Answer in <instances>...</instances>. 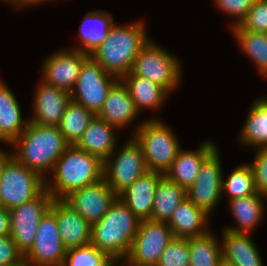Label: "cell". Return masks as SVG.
<instances>
[{"instance_id": "obj_1", "label": "cell", "mask_w": 267, "mask_h": 266, "mask_svg": "<svg viewBox=\"0 0 267 266\" xmlns=\"http://www.w3.org/2000/svg\"><path fill=\"white\" fill-rule=\"evenodd\" d=\"M69 145L58 126L29 122L11 148H14L13 155L24 166L46 180L47 173H52L57 160Z\"/></svg>"}, {"instance_id": "obj_2", "label": "cell", "mask_w": 267, "mask_h": 266, "mask_svg": "<svg viewBox=\"0 0 267 266\" xmlns=\"http://www.w3.org/2000/svg\"><path fill=\"white\" fill-rule=\"evenodd\" d=\"M144 20L127 25L114 23L107 38L90 54L105 72L121 79L129 73L135 58L150 37Z\"/></svg>"}, {"instance_id": "obj_3", "label": "cell", "mask_w": 267, "mask_h": 266, "mask_svg": "<svg viewBox=\"0 0 267 266\" xmlns=\"http://www.w3.org/2000/svg\"><path fill=\"white\" fill-rule=\"evenodd\" d=\"M103 168L104 161L98 156L69 145L46 179V190L54 199H64L72 191L103 179Z\"/></svg>"}, {"instance_id": "obj_4", "label": "cell", "mask_w": 267, "mask_h": 266, "mask_svg": "<svg viewBox=\"0 0 267 266\" xmlns=\"http://www.w3.org/2000/svg\"><path fill=\"white\" fill-rule=\"evenodd\" d=\"M140 219L118 197L104 216L92 224L91 244L111 259H125Z\"/></svg>"}, {"instance_id": "obj_5", "label": "cell", "mask_w": 267, "mask_h": 266, "mask_svg": "<svg viewBox=\"0 0 267 266\" xmlns=\"http://www.w3.org/2000/svg\"><path fill=\"white\" fill-rule=\"evenodd\" d=\"M130 136L140 145L149 171L165 174L182 149L172 128L157 117L137 124Z\"/></svg>"}, {"instance_id": "obj_6", "label": "cell", "mask_w": 267, "mask_h": 266, "mask_svg": "<svg viewBox=\"0 0 267 266\" xmlns=\"http://www.w3.org/2000/svg\"><path fill=\"white\" fill-rule=\"evenodd\" d=\"M179 61L174 54L149 39L135 58L131 72L153 81L171 94L179 89L183 79Z\"/></svg>"}, {"instance_id": "obj_7", "label": "cell", "mask_w": 267, "mask_h": 266, "mask_svg": "<svg viewBox=\"0 0 267 266\" xmlns=\"http://www.w3.org/2000/svg\"><path fill=\"white\" fill-rule=\"evenodd\" d=\"M45 188L46 180L12 155L0 177V205L10 210L36 198Z\"/></svg>"}, {"instance_id": "obj_8", "label": "cell", "mask_w": 267, "mask_h": 266, "mask_svg": "<svg viewBox=\"0 0 267 266\" xmlns=\"http://www.w3.org/2000/svg\"><path fill=\"white\" fill-rule=\"evenodd\" d=\"M104 161L103 178L119 195L148 170L143 151L132 136Z\"/></svg>"}, {"instance_id": "obj_9", "label": "cell", "mask_w": 267, "mask_h": 266, "mask_svg": "<svg viewBox=\"0 0 267 266\" xmlns=\"http://www.w3.org/2000/svg\"><path fill=\"white\" fill-rule=\"evenodd\" d=\"M119 80L105 72L103 67L89 56L83 62L75 86L70 92L71 100L97 115L102 109L110 89Z\"/></svg>"}, {"instance_id": "obj_10", "label": "cell", "mask_w": 267, "mask_h": 266, "mask_svg": "<svg viewBox=\"0 0 267 266\" xmlns=\"http://www.w3.org/2000/svg\"><path fill=\"white\" fill-rule=\"evenodd\" d=\"M173 237L167 222L140 220L138 231L125 259L135 266H156Z\"/></svg>"}, {"instance_id": "obj_11", "label": "cell", "mask_w": 267, "mask_h": 266, "mask_svg": "<svg viewBox=\"0 0 267 266\" xmlns=\"http://www.w3.org/2000/svg\"><path fill=\"white\" fill-rule=\"evenodd\" d=\"M53 200L45 188L36 198L9 210L10 236L23 254L33 245L39 222Z\"/></svg>"}, {"instance_id": "obj_12", "label": "cell", "mask_w": 267, "mask_h": 266, "mask_svg": "<svg viewBox=\"0 0 267 266\" xmlns=\"http://www.w3.org/2000/svg\"><path fill=\"white\" fill-rule=\"evenodd\" d=\"M217 148L201 165L194 183L186 189V198L212 216L222 199V166Z\"/></svg>"}, {"instance_id": "obj_13", "label": "cell", "mask_w": 267, "mask_h": 266, "mask_svg": "<svg viewBox=\"0 0 267 266\" xmlns=\"http://www.w3.org/2000/svg\"><path fill=\"white\" fill-rule=\"evenodd\" d=\"M66 250L56 217L48 210L41 218L34 243L24 258L30 266H63Z\"/></svg>"}, {"instance_id": "obj_14", "label": "cell", "mask_w": 267, "mask_h": 266, "mask_svg": "<svg viewBox=\"0 0 267 266\" xmlns=\"http://www.w3.org/2000/svg\"><path fill=\"white\" fill-rule=\"evenodd\" d=\"M89 54L80 50L63 49L54 51L43 61L42 79L44 83L71 92L78 79L83 62Z\"/></svg>"}, {"instance_id": "obj_15", "label": "cell", "mask_w": 267, "mask_h": 266, "mask_svg": "<svg viewBox=\"0 0 267 266\" xmlns=\"http://www.w3.org/2000/svg\"><path fill=\"white\" fill-rule=\"evenodd\" d=\"M117 198L118 195L103 178L72 191L63 200L92 225L104 216Z\"/></svg>"}, {"instance_id": "obj_16", "label": "cell", "mask_w": 267, "mask_h": 266, "mask_svg": "<svg viewBox=\"0 0 267 266\" xmlns=\"http://www.w3.org/2000/svg\"><path fill=\"white\" fill-rule=\"evenodd\" d=\"M56 217L66 249L91 244L92 225L63 199H54L49 209Z\"/></svg>"}, {"instance_id": "obj_17", "label": "cell", "mask_w": 267, "mask_h": 266, "mask_svg": "<svg viewBox=\"0 0 267 266\" xmlns=\"http://www.w3.org/2000/svg\"><path fill=\"white\" fill-rule=\"evenodd\" d=\"M70 101L69 92L40 80L34 92L33 116L29 118V122L58 126Z\"/></svg>"}, {"instance_id": "obj_18", "label": "cell", "mask_w": 267, "mask_h": 266, "mask_svg": "<svg viewBox=\"0 0 267 266\" xmlns=\"http://www.w3.org/2000/svg\"><path fill=\"white\" fill-rule=\"evenodd\" d=\"M218 148L211 140L203 141L196 150L181 149L165 176L187 189L194 183L203 162Z\"/></svg>"}, {"instance_id": "obj_19", "label": "cell", "mask_w": 267, "mask_h": 266, "mask_svg": "<svg viewBox=\"0 0 267 266\" xmlns=\"http://www.w3.org/2000/svg\"><path fill=\"white\" fill-rule=\"evenodd\" d=\"M163 175L147 171L118 195L138 219L151 220L155 191Z\"/></svg>"}, {"instance_id": "obj_20", "label": "cell", "mask_w": 267, "mask_h": 266, "mask_svg": "<svg viewBox=\"0 0 267 266\" xmlns=\"http://www.w3.org/2000/svg\"><path fill=\"white\" fill-rule=\"evenodd\" d=\"M223 263L228 266H264L251 233H235L223 229L221 238Z\"/></svg>"}, {"instance_id": "obj_21", "label": "cell", "mask_w": 267, "mask_h": 266, "mask_svg": "<svg viewBox=\"0 0 267 266\" xmlns=\"http://www.w3.org/2000/svg\"><path fill=\"white\" fill-rule=\"evenodd\" d=\"M139 114L127 87L119 80L110 89L97 116L119 130L131 125Z\"/></svg>"}, {"instance_id": "obj_22", "label": "cell", "mask_w": 267, "mask_h": 266, "mask_svg": "<svg viewBox=\"0 0 267 266\" xmlns=\"http://www.w3.org/2000/svg\"><path fill=\"white\" fill-rule=\"evenodd\" d=\"M210 218L204 210L185 198L175 208L167 224L174 237L188 239L207 234L211 230L207 224Z\"/></svg>"}, {"instance_id": "obj_23", "label": "cell", "mask_w": 267, "mask_h": 266, "mask_svg": "<svg viewBox=\"0 0 267 266\" xmlns=\"http://www.w3.org/2000/svg\"><path fill=\"white\" fill-rule=\"evenodd\" d=\"M22 114L16 95L0 78V142L10 146L26 129L29 118Z\"/></svg>"}, {"instance_id": "obj_24", "label": "cell", "mask_w": 267, "mask_h": 266, "mask_svg": "<svg viewBox=\"0 0 267 266\" xmlns=\"http://www.w3.org/2000/svg\"><path fill=\"white\" fill-rule=\"evenodd\" d=\"M116 132V127L111 126L96 115L75 145L105 161L117 148Z\"/></svg>"}, {"instance_id": "obj_25", "label": "cell", "mask_w": 267, "mask_h": 266, "mask_svg": "<svg viewBox=\"0 0 267 266\" xmlns=\"http://www.w3.org/2000/svg\"><path fill=\"white\" fill-rule=\"evenodd\" d=\"M265 201L267 197L256 193L251 196L228 200L231 216L237 225L226 226L225 230L235 233H253L254 229L264 220Z\"/></svg>"}, {"instance_id": "obj_26", "label": "cell", "mask_w": 267, "mask_h": 266, "mask_svg": "<svg viewBox=\"0 0 267 266\" xmlns=\"http://www.w3.org/2000/svg\"><path fill=\"white\" fill-rule=\"evenodd\" d=\"M127 87L137 111H158L170 95L162 86L153 81L134 75L131 71L120 79ZM158 109V110H157Z\"/></svg>"}, {"instance_id": "obj_27", "label": "cell", "mask_w": 267, "mask_h": 266, "mask_svg": "<svg viewBox=\"0 0 267 266\" xmlns=\"http://www.w3.org/2000/svg\"><path fill=\"white\" fill-rule=\"evenodd\" d=\"M114 23L113 15L106 10L87 12L78 31L81 44L71 49L90 55L107 38Z\"/></svg>"}, {"instance_id": "obj_28", "label": "cell", "mask_w": 267, "mask_h": 266, "mask_svg": "<svg viewBox=\"0 0 267 266\" xmlns=\"http://www.w3.org/2000/svg\"><path fill=\"white\" fill-rule=\"evenodd\" d=\"M237 139L243 147L267 148V97L257 98L249 107Z\"/></svg>"}, {"instance_id": "obj_29", "label": "cell", "mask_w": 267, "mask_h": 266, "mask_svg": "<svg viewBox=\"0 0 267 266\" xmlns=\"http://www.w3.org/2000/svg\"><path fill=\"white\" fill-rule=\"evenodd\" d=\"M186 198V189L169 180L165 175L159 179L155 191L151 220L168 222L175 208Z\"/></svg>"}, {"instance_id": "obj_30", "label": "cell", "mask_w": 267, "mask_h": 266, "mask_svg": "<svg viewBox=\"0 0 267 266\" xmlns=\"http://www.w3.org/2000/svg\"><path fill=\"white\" fill-rule=\"evenodd\" d=\"M189 266H220L223 263L221 243L212 231L189 238Z\"/></svg>"}, {"instance_id": "obj_31", "label": "cell", "mask_w": 267, "mask_h": 266, "mask_svg": "<svg viewBox=\"0 0 267 266\" xmlns=\"http://www.w3.org/2000/svg\"><path fill=\"white\" fill-rule=\"evenodd\" d=\"M241 51L255 64L257 72L267 78V33L230 30Z\"/></svg>"}, {"instance_id": "obj_32", "label": "cell", "mask_w": 267, "mask_h": 266, "mask_svg": "<svg viewBox=\"0 0 267 266\" xmlns=\"http://www.w3.org/2000/svg\"><path fill=\"white\" fill-rule=\"evenodd\" d=\"M95 116L96 114L91 110L71 100L61 117L58 128L65 140L70 145H74L82 137L83 132Z\"/></svg>"}, {"instance_id": "obj_33", "label": "cell", "mask_w": 267, "mask_h": 266, "mask_svg": "<svg viewBox=\"0 0 267 266\" xmlns=\"http://www.w3.org/2000/svg\"><path fill=\"white\" fill-rule=\"evenodd\" d=\"M237 165L226 178L222 177V198L224 193L228 200L258 193L251 165L246 162Z\"/></svg>"}, {"instance_id": "obj_34", "label": "cell", "mask_w": 267, "mask_h": 266, "mask_svg": "<svg viewBox=\"0 0 267 266\" xmlns=\"http://www.w3.org/2000/svg\"><path fill=\"white\" fill-rule=\"evenodd\" d=\"M111 258L89 244L66 250L63 266H109Z\"/></svg>"}, {"instance_id": "obj_35", "label": "cell", "mask_w": 267, "mask_h": 266, "mask_svg": "<svg viewBox=\"0 0 267 266\" xmlns=\"http://www.w3.org/2000/svg\"><path fill=\"white\" fill-rule=\"evenodd\" d=\"M189 264V238L173 237L156 266H189Z\"/></svg>"}, {"instance_id": "obj_36", "label": "cell", "mask_w": 267, "mask_h": 266, "mask_svg": "<svg viewBox=\"0 0 267 266\" xmlns=\"http://www.w3.org/2000/svg\"><path fill=\"white\" fill-rule=\"evenodd\" d=\"M230 29L267 33V0H255L245 19Z\"/></svg>"}, {"instance_id": "obj_37", "label": "cell", "mask_w": 267, "mask_h": 266, "mask_svg": "<svg viewBox=\"0 0 267 266\" xmlns=\"http://www.w3.org/2000/svg\"><path fill=\"white\" fill-rule=\"evenodd\" d=\"M218 10L235 19L230 28L238 26L247 16L255 0H213Z\"/></svg>"}, {"instance_id": "obj_38", "label": "cell", "mask_w": 267, "mask_h": 266, "mask_svg": "<svg viewBox=\"0 0 267 266\" xmlns=\"http://www.w3.org/2000/svg\"><path fill=\"white\" fill-rule=\"evenodd\" d=\"M255 151L253 161L249 164L253 170L257 192L267 197V148Z\"/></svg>"}, {"instance_id": "obj_39", "label": "cell", "mask_w": 267, "mask_h": 266, "mask_svg": "<svg viewBox=\"0 0 267 266\" xmlns=\"http://www.w3.org/2000/svg\"><path fill=\"white\" fill-rule=\"evenodd\" d=\"M23 256L10 235L0 236V266L15 263Z\"/></svg>"}, {"instance_id": "obj_40", "label": "cell", "mask_w": 267, "mask_h": 266, "mask_svg": "<svg viewBox=\"0 0 267 266\" xmlns=\"http://www.w3.org/2000/svg\"><path fill=\"white\" fill-rule=\"evenodd\" d=\"M5 3H8L12 8L16 10L24 9L31 6H37V4L49 3V0H2Z\"/></svg>"}, {"instance_id": "obj_41", "label": "cell", "mask_w": 267, "mask_h": 266, "mask_svg": "<svg viewBox=\"0 0 267 266\" xmlns=\"http://www.w3.org/2000/svg\"><path fill=\"white\" fill-rule=\"evenodd\" d=\"M3 235H10V213L0 205V236Z\"/></svg>"}, {"instance_id": "obj_42", "label": "cell", "mask_w": 267, "mask_h": 266, "mask_svg": "<svg viewBox=\"0 0 267 266\" xmlns=\"http://www.w3.org/2000/svg\"><path fill=\"white\" fill-rule=\"evenodd\" d=\"M13 155V151H7L0 148V177L7 160Z\"/></svg>"}, {"instance_id": "obj_43", "label": "cell", "mask_w": 267, "mask_h": 266, "mask_svg": "<svg viewBox=\"0 0 267 266\" xmlns=\"http://www.w3.org/2000/svg\"><path fill=\"white\" fill-rule=\"evenodd\" d=\"M119 262H121V263L123 262V263L119 264ZM109 266H135V265L129 263L126 259H111L109 261Z\"/></svg>"}, {"instance_id": "obj_44", "label": "cell", "mask_w": 267, "mask_h": 266, "mask_svg": "<svg viewBox=\"0 0 267 266\" xmlns=\"http://www.w3.org/2000/svg\"><path fill=\"white\" fill-rule=\"evenodd\" d=\"M4 266H30V265L23 256L19 261L9 264V265H4Z\"/></svg>"}]
</instances>
